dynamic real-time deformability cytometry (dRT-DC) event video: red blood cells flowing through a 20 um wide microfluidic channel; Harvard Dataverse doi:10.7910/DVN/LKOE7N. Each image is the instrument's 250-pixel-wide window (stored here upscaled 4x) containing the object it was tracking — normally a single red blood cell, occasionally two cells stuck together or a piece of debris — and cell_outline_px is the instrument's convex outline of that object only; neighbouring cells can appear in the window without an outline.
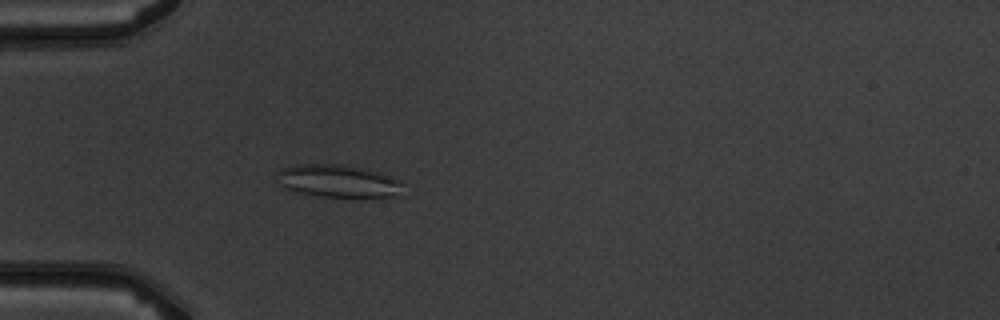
{"species": "common noctule bat (a hibernating species)", "species_latin": "Nyctalus noctula", "temperature_condition": "warm", "stored_images_in_passage": 5, "camera_frame_rate_fps": 3000, "um_per_image_px": 0.085, "animal": {"sex": "male", "body_mass_g": 19.5, "forearm_length_mm": 54.6}, "frame": {"image": 1, "passage_image": 5, "time_ms": 4.333, "image_size_px": [1000, 320], "cell_outline_px": [[404, 196], [320, 196], [296, 192], [280, 184], [276, 180], [276, 172], [284, 168], [296, 164], [344, 164], [360, 168], [396, 180], [400, 184]], "centroid_in_image_um": [28.64, 15.39], "position_along_channel_um": 56.4, "area_um2": 23.29}}